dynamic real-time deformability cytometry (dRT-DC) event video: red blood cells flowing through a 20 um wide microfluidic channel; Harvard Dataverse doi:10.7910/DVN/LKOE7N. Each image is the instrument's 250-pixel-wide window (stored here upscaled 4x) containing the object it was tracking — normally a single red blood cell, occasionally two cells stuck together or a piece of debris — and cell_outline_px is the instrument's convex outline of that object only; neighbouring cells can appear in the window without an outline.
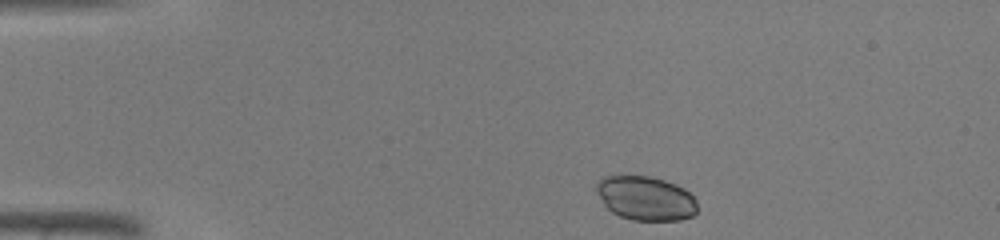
{"species": "common noctule bat (a hibernating species)", "species_latin": "Nyctalus noctula", "temperature_condition": "warm", "stored_images_in_passage": 37, "camera_frame_rate_fps": 3000, "um_per_image_px": 0.085, "animal": {"sex": "male", "body_mass_g": 19.0, "forearm_length_mm": 50.8}, "frame": {"image": 1, "passage_image": 1, "time_ms": 0.0, "image_size_px": [1000, 240], "cell_outline_px": [[696, 212], [692, 216], [680, 220], [632, 220], [620, 216], [612, 212], [604, 204], [596, 192], [596, 184], [604, 176], [652, 176], [676, 184], [684, 188], [696, 200]], "centroid_in_image_um": [54.88, 16.85], "position_along_channel_um": 30.1, "area_um2": 25.89}}
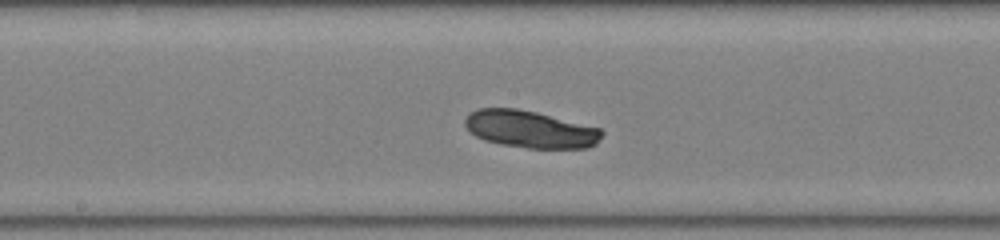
{"frame": {"image": 2, "passage_image": 17, "time_ms": 5.333, "image_size_px": [1000, 240], "cell_outline_px": [[604, 132], [596, 144], [588, 148], [528, 148], [500, 144], [484, 140], [476, 136], [464, 124], [464, 120], [472, 112], [480, 108], [516, 108], [536, 112], [600, 128]], "centroid_in_image_um": [45.08, 10.99], "position_along_channel_um": 203.1, "area_um2": 29.48}}
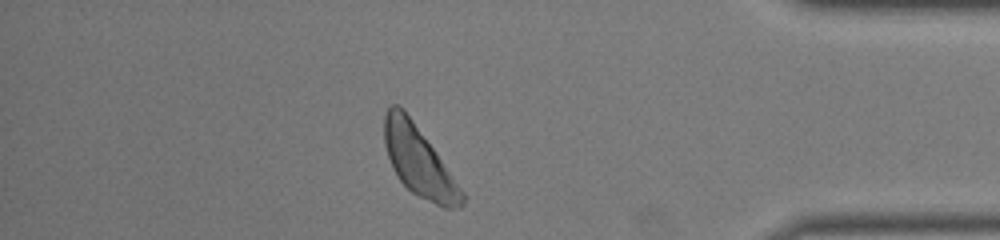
{"frame": {"image": 3, "passage_image": 32, "time_ms": 10.333, "image_size_px": [1000, 240], "cell_outline_px": [[464, 204], [460, 208], [444, 208], [416, 196], [396, 176], [392, 168], [384, 144], [384, 116], [388, 108], [392, 104], [396, 104], [404, 108], [436, 152], [464, 192]], "centroid_in_image_um": [35.59, 13.72], "position_along_channel_um": 399.6, "area_um2": 31.44}}